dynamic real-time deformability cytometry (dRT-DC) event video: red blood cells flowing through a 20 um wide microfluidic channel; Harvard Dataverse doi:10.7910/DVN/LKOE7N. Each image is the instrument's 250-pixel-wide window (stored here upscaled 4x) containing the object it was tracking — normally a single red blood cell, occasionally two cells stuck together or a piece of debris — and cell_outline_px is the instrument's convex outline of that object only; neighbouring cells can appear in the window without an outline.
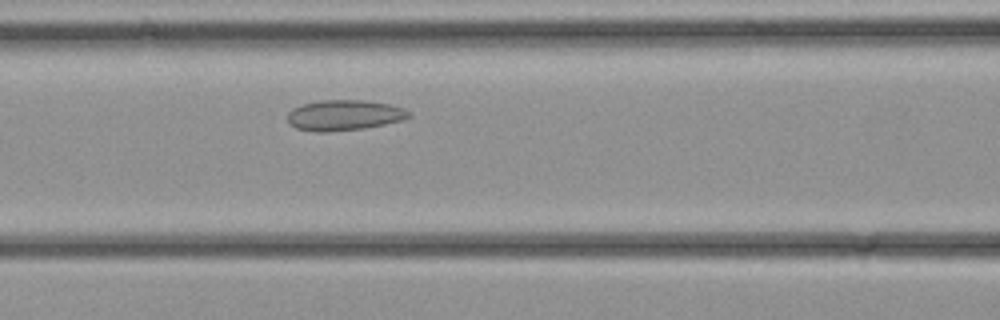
{"species": "common noctule bat (a hibernating species)", "species_latin": "Nyctalus noctula", "temperature_condition": "cold", "stored_images_in_passage": 26, "camera_frame_rate_fps": 3000, "um_per_image_px": 0.085, "animal": {"sex": "female", "body_mass_g": 21.9}, "frame": {"image": 1, "passage_image": 6, "time_ms": 1.667, "image_size_px": [1000, 320], "cell_outline_px": [[412, 116], [404, 120], [364, 128], [328, 132], [316, 132], [296, 128], [288, 120], [288, 112], [292, 108], [300, 104], [320, 100], [364, 100], [388, 104], [404, 108], [412, 112]], "centroid_in_image_um": [29.27, 9.78], "position_along_channel_um": 137.3, "area_um2": 21.73}}
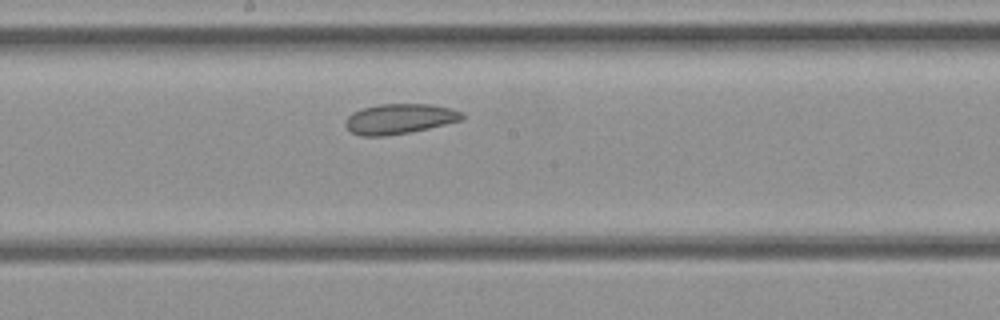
{"frame": {"image": 2, "passage_image": 10, "time_ms": 3.0, "image_size_px": [1000, 320], "cell_outline_px": [[464, 120], [428, 128], [408, 132], [384, 136], [360, 136], [352, 132], [344, 124], [344, 120], [352, 112], [364, 108], [380, 104], [428, 104], [452, 108], [464, 112]], "centroid_in_image_um": [33.98, 10.1], "position_along_channel_um": 214.2, "area_um2": 20.52}}
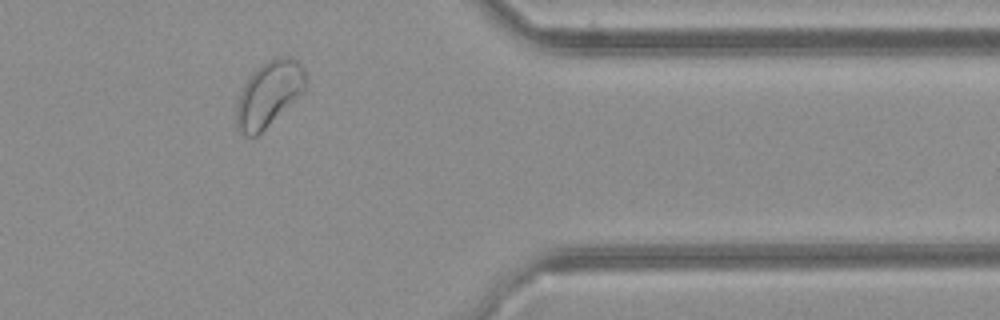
{"frame": {"image": 3, "passage_image": 20, "time_ms": 6.333, "image_size_px": [1000, 320], "cell_outline_px": [[308, 88], [304, 92], [256, 136], [248, 136], [240, 132], [236, 128], [236, 104], [240, 92], [248, 76], [260, 64], [276, 56], [288, 56], [296, 60], [304, 68], [308, 80]], "centroid_in_image_um": [22.87, 7.94], "position_along_channel_um": 388.5, "area_um2": 26.76}}